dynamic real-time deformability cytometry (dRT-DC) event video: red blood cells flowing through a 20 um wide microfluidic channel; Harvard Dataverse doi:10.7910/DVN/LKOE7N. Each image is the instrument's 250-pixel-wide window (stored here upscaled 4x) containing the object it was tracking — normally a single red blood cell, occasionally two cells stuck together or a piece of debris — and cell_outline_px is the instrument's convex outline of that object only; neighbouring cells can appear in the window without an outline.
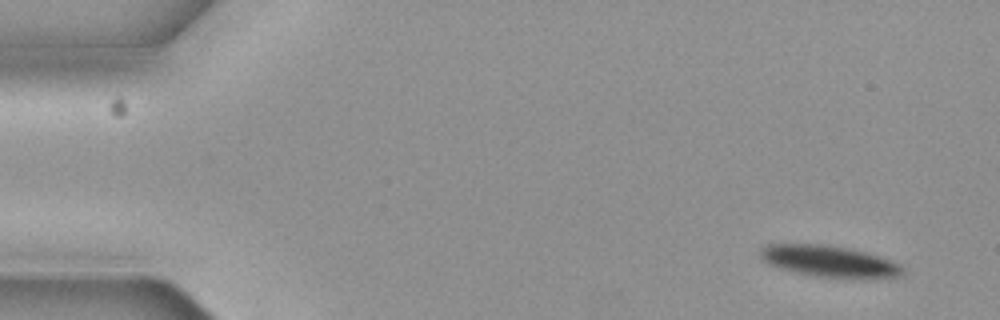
{"species": "common noctule bat (a hibernating species)", "species_latin": "Nyctalus noctula", "temperature_condition": "cold", "stored_images_in_passage": 8, "camera_frame_rate_fps": 3000, "um_per_image_px": 0.085, "animal": {"sex": "female", "body_mass_g": 19.3, "forearm_length_mm": 54.1}, "frame": {"image": 1, "passage_image": 1, "time_ms": 0.0, "image_size_px": [1000, 320], "cell_outline_px": [[904, 272], [900, 276], [876, 280], [852, 280], [812, 276], [780, 268], [768, 264], [760, 256], [760, 248], [768, 244], [820, 244], [848, 248], [880, 256], [892, 260], [900, 264], [904, 268]], "centroid_in_image_um": [70.58, 22.26], "position_along_channel_um": 14.4, "area_um2": 26.88}}
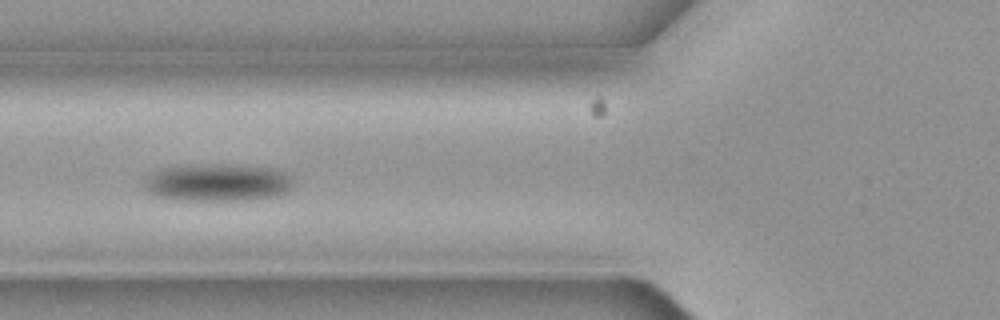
{"frame": {"image": 2, "passage_image": 6, "time_ms": 1.667, "image_size_px": [1000, 320], "cell_outline_px": [[292, 188], [288, 192], [276, 196], [252, 200], [176, 200], [152, 196], [144, 188], [144, 184], [156, 172], [164, 168], [200, 164], [212, 164], [276, 168], [292, 176]], "centroid_in_image_um": [18.56, 15.54], "position_along_channel_um": 107.2, "area_um2": 32.6}}
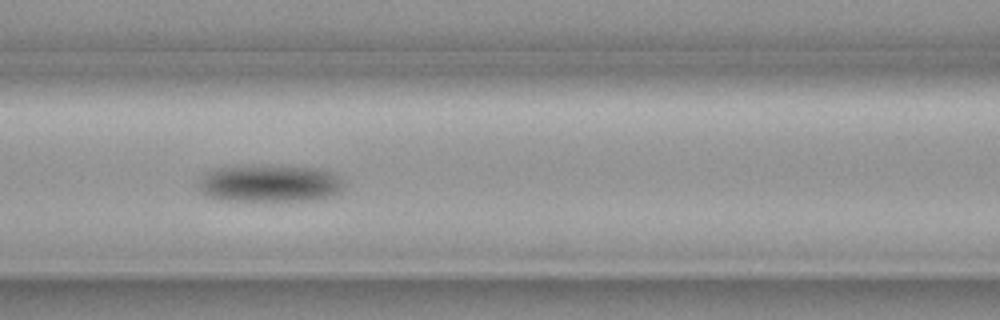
{"frame": {"image": 3, "passage_image": 7, "time_ms": 2.0, "image_size_px": [1000, 320], "cell_outline_px": [[344, 188], [320, 200], [216, 200], [204, 196], [196, 188], [200, 176], [216, 168], [268, 164], [324, 168], [340, 176], [344, 180]], "centroid_in_image_um": [22.9, 15.57], "position_along_channel_um": 143.7, "area_um2": 32.48}}